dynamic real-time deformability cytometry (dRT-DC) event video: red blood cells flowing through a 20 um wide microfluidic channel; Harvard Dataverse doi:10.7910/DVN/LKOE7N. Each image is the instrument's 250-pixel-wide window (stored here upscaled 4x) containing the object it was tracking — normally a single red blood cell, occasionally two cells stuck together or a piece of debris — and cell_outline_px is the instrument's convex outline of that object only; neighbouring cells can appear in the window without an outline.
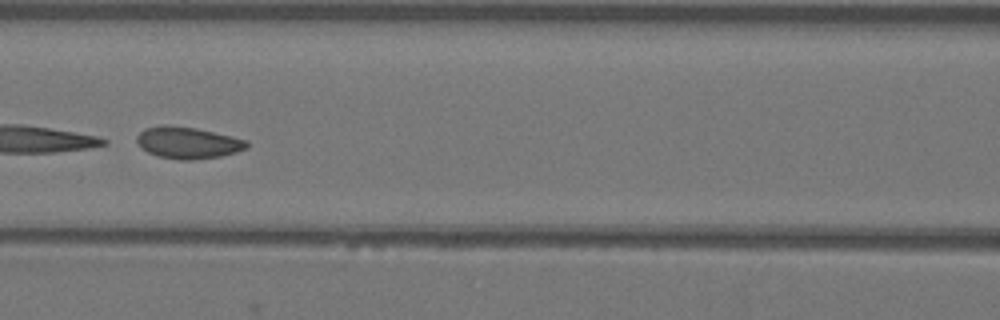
{"species": "Egyptian fruit bat (a non-hibernating species)", "species_latin": "Rousettus aegyptiacus", "temperature_condition": "warm", "stored_images_in_passage": 31, "camera_frame_rate_fps": 3000, "um_per_image_px": 0.085, "animal": {"sex": "female"}, "frame": {"image": 1, "passage_image": 10, "time_ms": 3.0, "image_size_px": [1000, 320], "cell_outline_px": [[248, 148], [236, 152], [220, 156], [192, 160], [180, 160], [156, 156], [148, 152], [136, 140], [136, 136], [144, 128], [160, 124], [164, 124], [196, 128], [232, 136], [248, 140]], "centroid_in_image_um": [15.97, 12.12], "position_along_channel_um": 150.6, "area_um2": 20.4}, "authors_computed_cell_mechanics": {"area_um2": 20.23, "velocity_mm_per_s": 3.8947, "shape_relaxation_time_tau1_ms": 0.283, "shape_relaxation_time_tau2_ms": 3.9054, "deformation_change_tau1": 0.2753, "deformation_change_tau2": 0.0789}}